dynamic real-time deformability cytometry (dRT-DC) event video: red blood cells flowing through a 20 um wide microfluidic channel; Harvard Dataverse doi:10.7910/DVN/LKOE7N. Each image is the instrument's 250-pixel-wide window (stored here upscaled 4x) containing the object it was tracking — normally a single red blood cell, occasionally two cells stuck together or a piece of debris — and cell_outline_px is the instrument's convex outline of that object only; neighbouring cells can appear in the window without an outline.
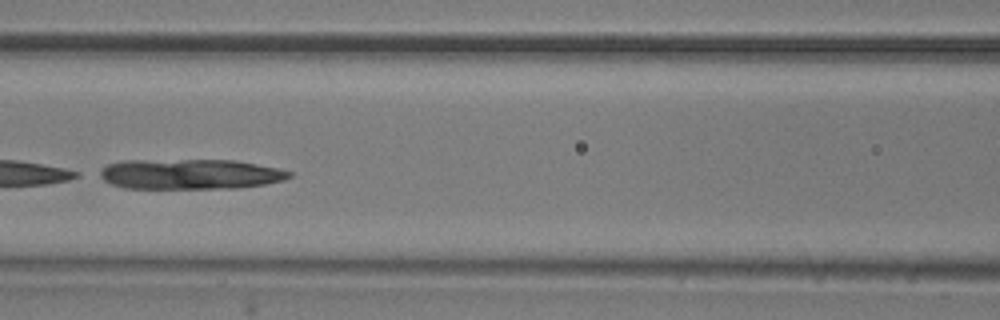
{"species": "common noctule bat (a hibernating species)", "species_latin": "Nyctalus noctula", "temperature_condition": "room temperature", "stored_images_in_passage": 5, "camera_frame_rate_fps": 3000, "um_per_image_px": 0.085, "animal": {"sex": "male", "body_mass_g": 20.5, "forearm_length_mm": 52.5}, "frame": {"image": 1, "passage_image": 5, "time_ms": 1.333, "image_size_px": [1000, 320], "cell_outline_px": [[292, 176], [284, 180], [264, 184], [240, 188], [124, 188], [112, 184], [96, 176], [96, 172], [108, 164], [124, 160], [236, 160], [276, 168], [292, 172]], "centroid_in_image_um": [16.11, 14.8], "position_along_channel_um": 150.5, "area_um2": 33.52}}